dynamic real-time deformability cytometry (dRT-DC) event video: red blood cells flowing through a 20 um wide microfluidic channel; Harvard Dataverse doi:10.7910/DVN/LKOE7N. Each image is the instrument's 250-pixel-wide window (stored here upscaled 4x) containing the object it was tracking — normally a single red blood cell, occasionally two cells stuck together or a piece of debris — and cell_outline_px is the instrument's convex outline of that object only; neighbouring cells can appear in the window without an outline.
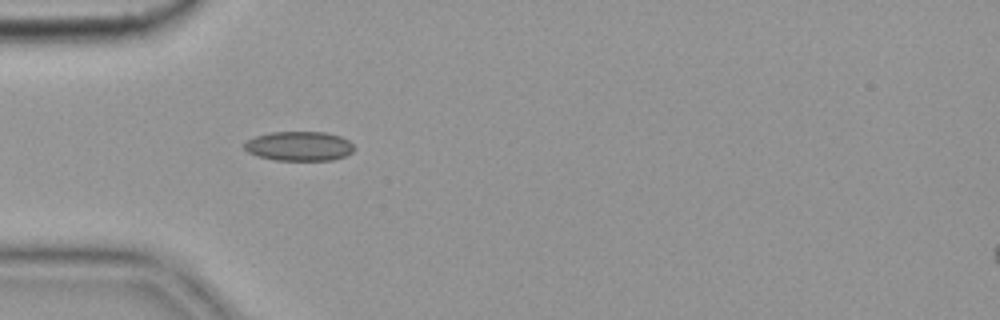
{"species": "common noctule bat (a hibernating species)", "species_latin": "Nyctalus noctula", "temperature_condition": "cold", "stored_images_in_passage": 2, "camera_frame_rate_fps": 3000, "um_per_image_px": 0.085, "animal": {"sex": "female", "body_mass_g": 19.9}, "frame": {"image": 1, "passage_image": 1, "time_ms": 0.0, "image_size_px": [1000, 320], "cell_outline_px": [[356, 148], [352, 152], [344, 156], [332, 160], [276, 160], [256, 156], [248, 152], [244, 148], [244, 144], [248, 140], [256, 136], [272, 132], [324, 132], [340, 136], [348, 140]], "centroid_in_image_um": [25.43, 12.42], "position_along_channel_um": 59.6, "area_um2": 18.79}}